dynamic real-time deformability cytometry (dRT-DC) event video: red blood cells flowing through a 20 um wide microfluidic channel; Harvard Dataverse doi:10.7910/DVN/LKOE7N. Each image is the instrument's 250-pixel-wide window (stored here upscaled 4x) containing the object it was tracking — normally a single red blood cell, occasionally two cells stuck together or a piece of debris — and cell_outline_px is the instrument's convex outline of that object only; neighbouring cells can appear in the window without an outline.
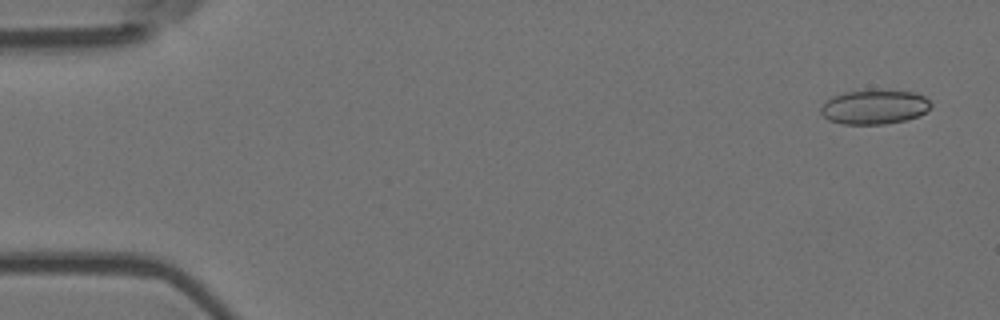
{"species": "Egyptian fruit bat (a non-hibernating species)", "species_latin": "Rousettus aegyptiacus", "temperature_condition": "room temperature", "stored_images_in_passage": 5, "camera_frame_rate_fps": 3000, "um_per_image_px": 0.085, "animal": {"sex": "female"}, "frame": {"image": 1, "passage_image": 1, "time_ms": 0.0, "image_size_px": [1000, 320], "cell_outline_px": [[932, 108], [920, 116], [904, 120], [884, 124], [840, 124], [828, 120], [820, 112], [820, 108], [832, 96], [844, 92], [916, 92], [924, 96], [932, 104]], "centroid_in_image_um": [74.34, 9.13], "position_along_channel_um": 10.7, "area_um2": 21.62}}
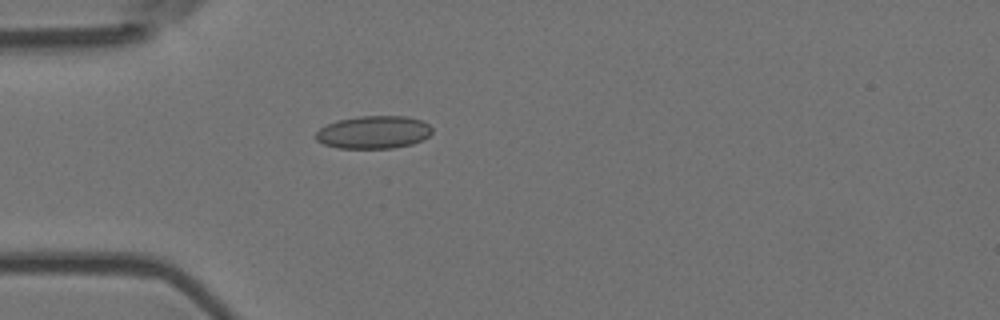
{"frame": {"image": 2, "passage_image": 5, "time_ms": 1.333, "image_size_px": [1000, 320], "cell_outline_px": [[432, 132], [424, 140], [412, 144], [392, 148], [336, 148], [324, 144], [316, 140], [316, 132], [320, 128], [336, 120], [360, 116], [404, 116], [420, 120], [428, 124], [432, 128]], "centroid_in_image_um": [31.75, 11.24], "position_along_channel_um": 53.2, "area_um2": 22.25}}